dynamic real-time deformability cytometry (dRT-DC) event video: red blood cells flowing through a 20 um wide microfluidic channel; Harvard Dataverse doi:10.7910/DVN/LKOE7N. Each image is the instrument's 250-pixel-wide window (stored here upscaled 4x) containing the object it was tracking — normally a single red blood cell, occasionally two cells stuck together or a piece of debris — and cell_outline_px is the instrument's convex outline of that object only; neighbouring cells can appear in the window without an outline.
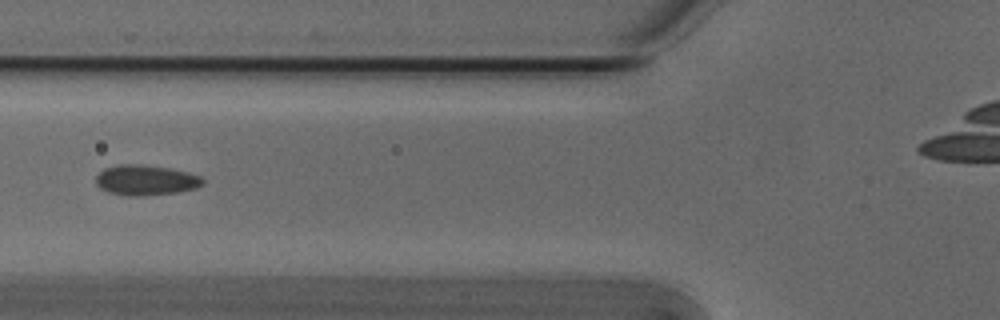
{"species": "Egyptian fruit bat (a non-hibernating species)", "species_latin": "Rousettus aegyptiacus", "temperature_condition": "cold", "stored_images_in_passage": 6, "camera_frame_rate_fps": 3000, "um_per_image_px": 0.085, "animal": {"sex": "male"}, "frame": {"image": 1, "passage_image": 4, "time_ms": 1.0, "image_size_px": [1000, 320], "cell_outline_px": [[204, 184], [196, 188], [176, 192], [144, 196], [128, 196], [108, 192], [100, 188], [96, 184], [96, 176], [104, 168], [120, 164], [140, 164], [168, 168], [188, 172], [200, 176], [204, 180]], "centroid_in_image_um": [12.38, 15.31], "position_along_channel_um": 113.4, "area_um2": 18.9}}